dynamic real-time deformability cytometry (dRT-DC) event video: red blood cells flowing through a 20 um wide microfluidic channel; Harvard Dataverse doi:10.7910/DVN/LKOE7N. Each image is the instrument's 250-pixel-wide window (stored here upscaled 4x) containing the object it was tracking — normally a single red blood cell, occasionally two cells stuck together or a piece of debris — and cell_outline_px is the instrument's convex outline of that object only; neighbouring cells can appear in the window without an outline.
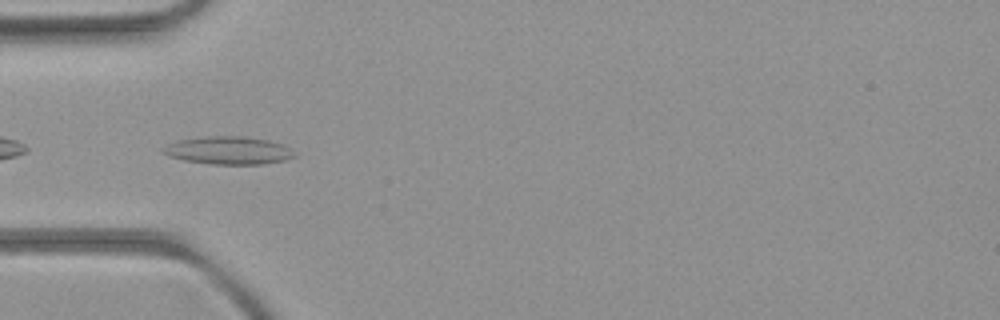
{"species": "common noctule bat (a hibernating species)", "species_latin": "Nyctalus noctula", "temperature_condition": "room temperature", "stored_images_in_passage": 7, "camera_frame_rate_fps": 3000, "um_per_image_px": 0.085, "animal": {"sex": "female", "body_mass_g": 21.9}, "frame": {"image": 1, "passage_image": 3, "time_ms": 3.333, "image_size_px": [1000, 320], "cell_outline_px": [[296, 156], [284, 160], [264, 164], [212, 164], [184, 160], [168, 156], [160, 148], [176, 140], [204, 136], [244, 136], [268, 140], [280, 144], [296, 152]], "centroid_in_image_um": [19.39, 12.78], "position_along_channel_um": 65.6, "area_um2": 21.33}}
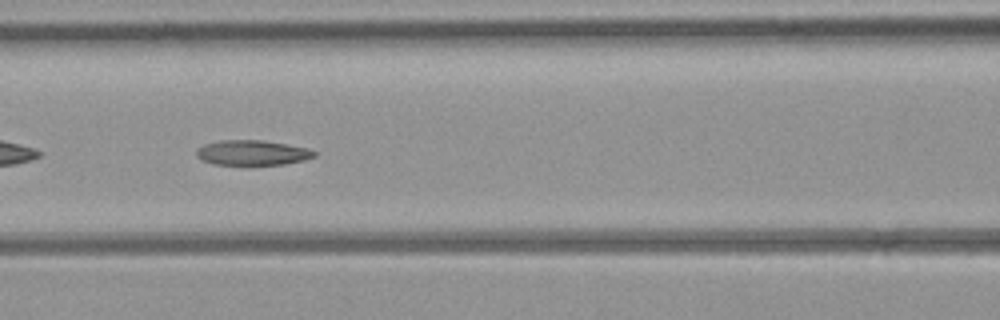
{"frame": {"image": 2, "passage_image": 5, "time_ms": 5.333, "image_size_px": [1000, 320], "cell_outline_px": [[316, 156], [304, 160], [284, 164], [212, 164], [200, 160], [196, 156], [196, 148], [204, 144], [220, 140], [264, 140], [308, 148], [316, 152]], "centroid_in_image_um": [21.41, 12.97], "position_along_channel_um": 145.2, "area_um2": 17.22}}
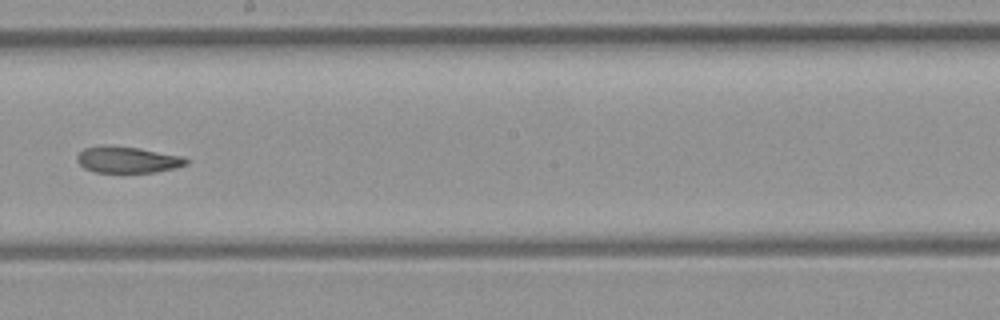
{"frame": {"image": 3, "passage_image": 7, "time_ms": 7.667, "image_size_px": [1000, 320], "cell_outline_px": [[188, 164], [176, 168], [156, 172], [96, 172], [84, 168], [76, 160], [76, 156], [84, 148], [104, 144], [108, 144], [140, 148], [184, 156], [188, 160]], "centroid_in_image_um": [10.85, 13.56], "position_along_channel_um": 237.4, "area_um2": 17.05}}